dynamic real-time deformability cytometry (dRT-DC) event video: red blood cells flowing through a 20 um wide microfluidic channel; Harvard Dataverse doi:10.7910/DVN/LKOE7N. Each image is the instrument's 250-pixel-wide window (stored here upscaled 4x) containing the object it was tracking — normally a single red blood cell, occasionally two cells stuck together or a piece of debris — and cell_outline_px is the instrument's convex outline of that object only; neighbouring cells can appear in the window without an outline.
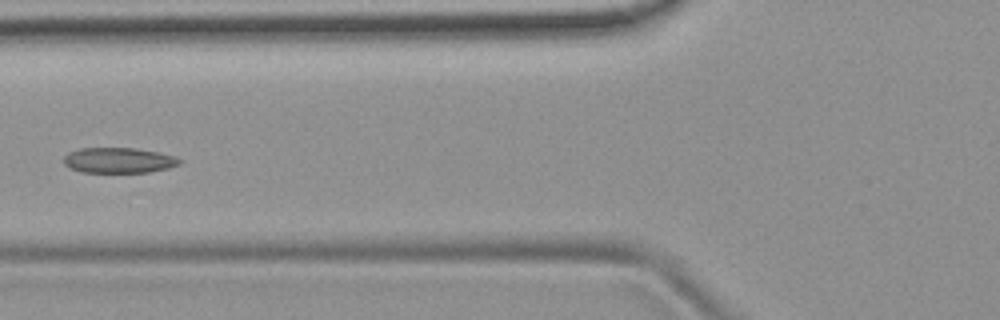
{"species": "common noctule bat (a hibernating species)", "species_latin": "Nyctalus noctula", "temperature_condition": "room temperature", "stored_images_in_passage": 6, "camera_frame_rate_fps": 3000, "um_per_image_px": 0.085, "animal": {"sex": "female", "body_mass_g": 19.9}, "frame": {"image": 1, "passage_image": 5, "time_ms": 5.667, "image_size_px": [1000, 320], "cell_outline_px": [[180, 164], [168, 168], [148, 172], [80, 172], [68, 168], [64, 164], [64, 156], [68, 152], [80, 148], [136, 148], [160, 152], [176, 156], [180, 160]], "centroid_in_image_um": [10.07, 13.62], "position_along_channel_um": 115.7, "area_um2": 17.28}}
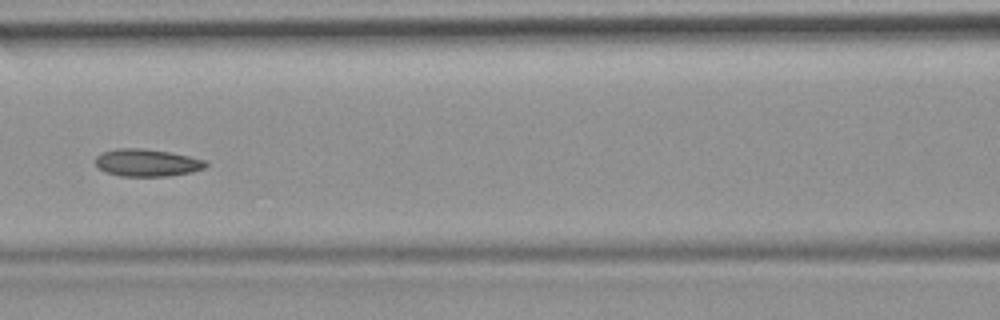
{"frame": {"image": 2, "passage_image": 6, "time_ms": 6.667, "image_size_px": [1000, 320], "cell_outline_px": [[208, 164], [204, 168], [192, 172], [168, 176], [120, 176], [104, 172], [92, 160], [96, 156], [104, 152], [116, 148], [144, 148], [168, 152], [208, 160]], "centroid_in_image_um": [12.48, 13.83], "position_along_channel_um": 154.1, "area_um2": 17.74}}